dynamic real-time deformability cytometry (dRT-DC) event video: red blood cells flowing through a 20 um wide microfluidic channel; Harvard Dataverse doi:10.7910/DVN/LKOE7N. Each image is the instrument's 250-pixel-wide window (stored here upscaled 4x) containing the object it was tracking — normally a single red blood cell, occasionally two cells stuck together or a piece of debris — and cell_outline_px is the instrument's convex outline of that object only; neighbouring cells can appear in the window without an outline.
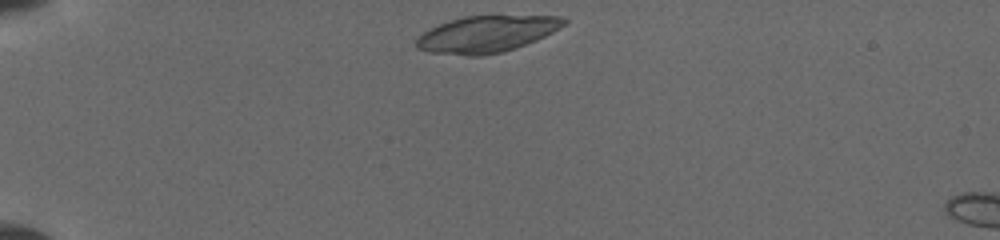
{"species": "common noctule bat (a hibernating species)", "species_latin": "Nyctalus noctula", "temperature_condition": "cold", "stored_images_in_passage": 4, "camera_frame_rate_fps": 3000, "um_per_image_px": 0.085, "animal": {"sex": "female", "body_mass_g": 19.5, "forearm_length_mm": 54.1}, "frame": {"image": 1, "passage_image": 1, "time_ms": 0.0, "image_size_px": [1000, 240], "cell_outline_px": [[568, 20], [560, 28], [536, 40], [500, 52], [480, 56], [468, 56], [428, 52], [416, 48], [416, 40], [424, 32], [440, 24], [464, 16], [564, 16]], "centroid_in_image_um": [41.36, 2.9], "position_along_channel_um": 43.6, "area_um2": 30.98}}